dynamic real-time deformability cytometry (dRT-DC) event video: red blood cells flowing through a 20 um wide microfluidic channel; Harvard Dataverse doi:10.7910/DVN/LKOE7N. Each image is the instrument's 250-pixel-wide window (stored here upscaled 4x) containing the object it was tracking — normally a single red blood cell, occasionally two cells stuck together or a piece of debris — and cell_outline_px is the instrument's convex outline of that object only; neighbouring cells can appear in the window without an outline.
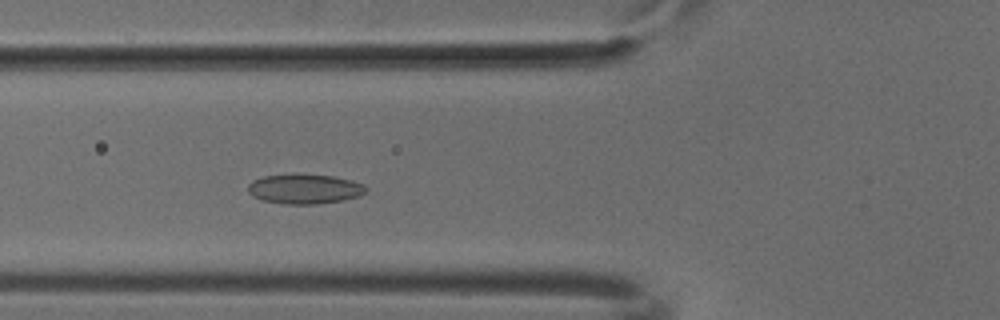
{"species": "common noctule bat (a hibernating species)", "species_latin": "Nyctalus noctula", "temperature_condition": "cold", "stored_images_in_passage": 40, "camera_frame_rate_fps": 3000, "um_per_image_px": 0.085, "animal": {"sex": "male", "body_mass_g": 18.8}, "frame": {"image": 1, "passage_image": 17, "time_ms": 5.333, "image_size_px": [1000, 320], "cell_outline_px": [[368, 188], [360, 196], [344, 200], [316, 204], [284, 204], [260, 200], [252, 196], [248, 192], [248, 184], [252, 180], [264, 176], [296, 172], [332, 176], [352, 180], [364, 184]], "centroid_in_image_um": [25.87, 16.04], "position_along_channel_um": 99.9, "area_um2": 21.04}}
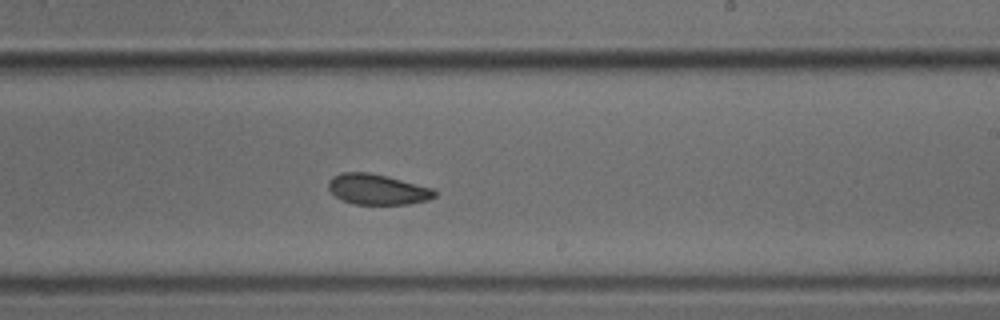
{"frame": {"image": 2, "passage_image": 29, "time_ms": 9.333, "image_size_px": [1000, 320], "cell_outline_px": [[436, 196], [428, 200], [408, 204], [352, 204], [336, 196], [328, 188], [328, 180], [332, 176], [340, 172], [368, 172], [388, 176], [432, 188], [436, 192]], "centroid_in_image_um": [32.06, 16.08], "position_along_channel_um": 256.9, "area_um2": 18.9}}
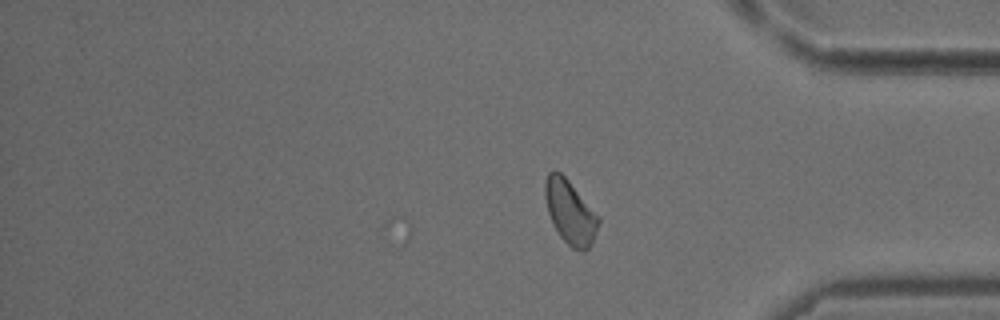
{"frame": {"image": 3, "passage_image": 40, "time_ms": 13.0, "image_size_px": [1000, 320], "cell_outline_px": [[600, 224], [588, 248], [584, 252], [572, 248], [560, 236], [552, 224], [548, 212], [544, 196], [544, 184], [548, 172], [560, 172], [568, 180], [600, 216]], "centroid_in_image_um": [48.46, 18.03], "position_along_channel_um": 386.7, "area_um2": 19.83}}